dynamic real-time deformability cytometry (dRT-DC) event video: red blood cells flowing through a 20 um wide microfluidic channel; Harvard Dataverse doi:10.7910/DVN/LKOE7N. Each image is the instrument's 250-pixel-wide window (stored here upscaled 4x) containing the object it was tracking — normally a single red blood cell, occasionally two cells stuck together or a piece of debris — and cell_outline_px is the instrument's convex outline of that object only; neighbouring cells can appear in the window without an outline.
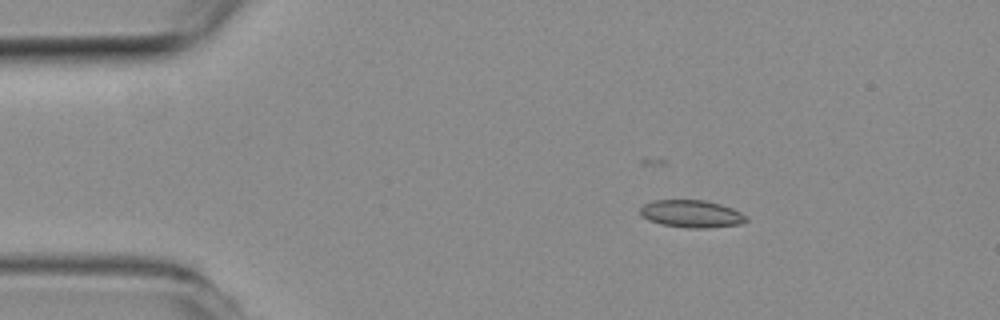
{"species": "common noctule bat (a hibernating species)", "species_latin": "Nyctalus noctula", "temperature_condition": "room temperature", "stored_images_in_passage": 40, "camera_frame_rate_fps": 3000, "um_per_image_px": 0.085, "animal": {"sex": "female", "body_mass_g": 19.3, "forearm_length_mm": 54.1}, "frame": {"image": 1, "passage_image": 8, "time_ms": 2.333, "image_size_px": [1000, 320], "cell_outline_px": [[748, 220], [740, 224], [708, 228], [688, 228], [660, 224], [648, 220], [640, 216], [640, 208], [644, 204], [656, 200], [704, 200], [720, 204], [732, 208], [748, 216]], "centroid_in_image_um": [58.77, 18.18], "position_along_channel_um": 26.2, "area_um2": 17.05}}
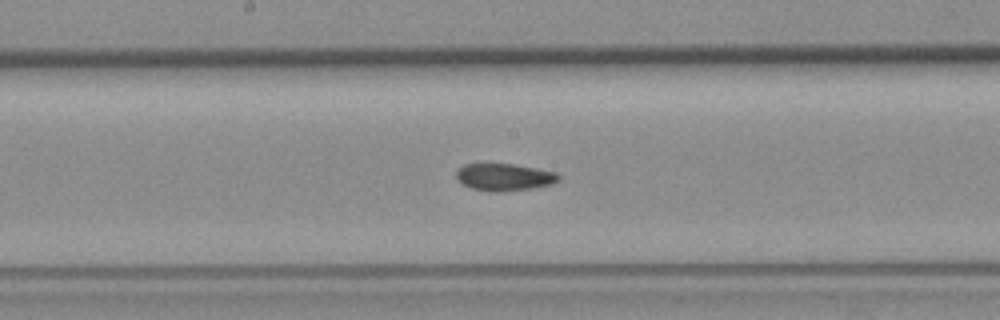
{"frame": {"image": 2, "passage_image": 26, "time_ms": 8.333, "image_size_px": [1000, 320], "cell_outline_px": [[560, 180], [552, 184], [532, 188], [500, 192], [488, 192], [472, 188], [460, 184], [456, 180], [456, 168], [464, 164], [512, 164], [536, 168], [556, 172], [560, 176]], "centroid_in_image_um": [42.82, 15.06], "position_along_channel_um": 205.4, "area_um2": 16.47}}
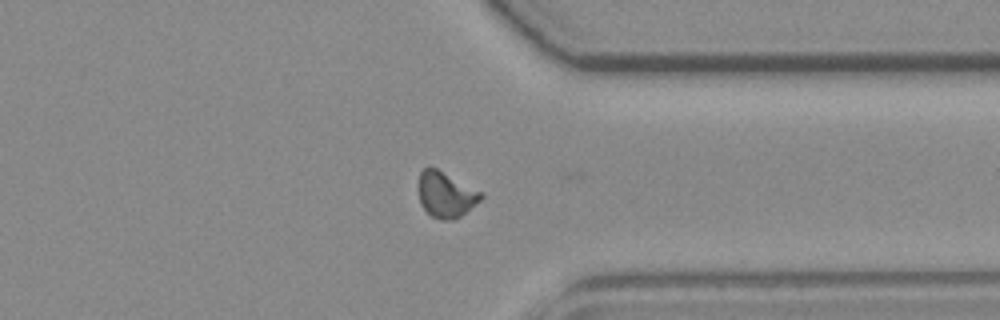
{"frame": {"image": 3, "passage_image": 39, "time_ms": 12.667, "image_size_px": [1000, 320], "cell_outline_px": [[484, 196], [476, 204], [460, 216], [452, 220], [440, 220], [432, 216], [420, 204], [416, 188], [420, 172], [424, 168], [436, 168], [480, 192]], "centroid_in_image_um": [37.83, 16.55], "position_along_channel_um": 373.6, "area_um2": 16.47}, "authors_computed_cell_mechanics": {"area_um2": 16.6464, "velocity_mm_per_s": 3.9699, "shape_relaxation_time_tau1_ms": null, "shape_relaxation_time_tau2_ms": 10.5697, "deformation_change_tau1": null, "deformation_change_tau2": 0.0715}}